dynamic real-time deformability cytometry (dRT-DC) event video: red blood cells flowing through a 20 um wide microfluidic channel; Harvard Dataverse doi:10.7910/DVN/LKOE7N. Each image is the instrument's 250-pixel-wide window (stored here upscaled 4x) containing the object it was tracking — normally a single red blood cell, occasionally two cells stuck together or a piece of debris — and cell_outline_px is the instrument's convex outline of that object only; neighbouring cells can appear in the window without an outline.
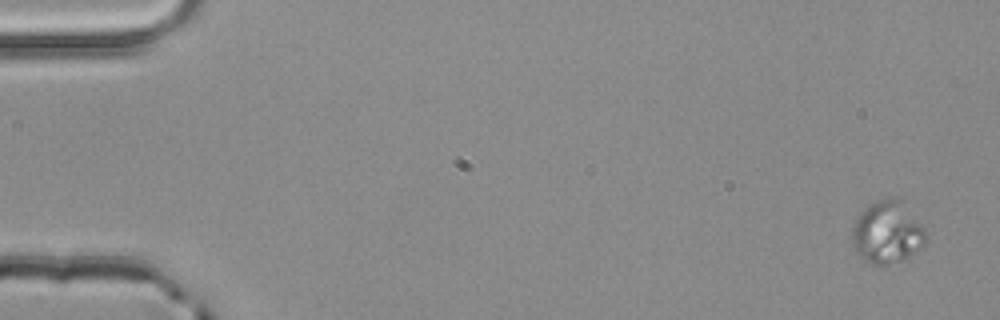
{"species": "common noctule bat (a hibernating species)", "species_latin": "Nyctalus noctula", "temperature_condition": "room temperature", "stored_images_in_passage": 5, "segment_of_instrument_passage": [2, 2], "camera_frame_rate_fps": 3000, "um_per_image_px": 0.085, "animal": {"sex": "male", "body_mass_g": 20.4}, "frame": {"image": 1, "passage_image": 5, "time_ms": 1.333, "image_size_px": [1000, 320], "cell_outline_px": [[928, 240], [912, 256], [904, 260], [884, 268], [872, 264], [864, 260], [856, 252], [852, 244], [852, 228], [860, 212], [868, 204], [876, 200], [888, 196], [904, 196], [924, 228]], "centroid_in_image_um": [75.46, 19.72], "position_along_channel_um": 9.5, "area_um2": 28.26}}